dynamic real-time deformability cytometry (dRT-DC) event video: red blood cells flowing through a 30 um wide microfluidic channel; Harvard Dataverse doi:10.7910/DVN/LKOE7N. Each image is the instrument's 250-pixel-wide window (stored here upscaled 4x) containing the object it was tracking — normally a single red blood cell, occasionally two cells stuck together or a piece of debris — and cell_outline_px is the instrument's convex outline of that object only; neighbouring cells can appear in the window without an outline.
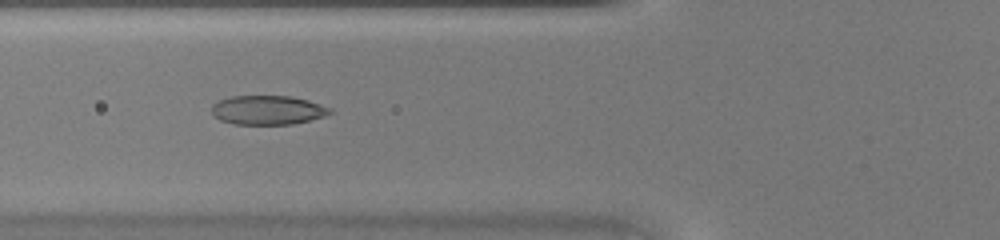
{"species": "common noctule bat (a hibernating species)", "species_latin": "Nyctalus noctula", "temperature_condition": "warm", "stored_images_in_passage": 46, "camera_frame_rate_fps": 3000, "um_per_image_px": 0.085, "animal": {"sex": "female", "body_mass_g": 20.0, "forearm_length_mm": 54.0}, "frame": {"image": 1, "passage_image": 18, "time_ms": 5.667, "image_size_px": [1000, 240], "cell_outline_px": [[332, 112], [324, 116], [292, 124], [236, 124], [220, 120], [212, 116], [212, 104], [220, 100], [232, 96], [292, 96], [308, 100], [332, 108]], "centroid_in_image_um": [22.74, 9.35], "position_along_channel_um": 103.1, "area_um2": 20.06}}
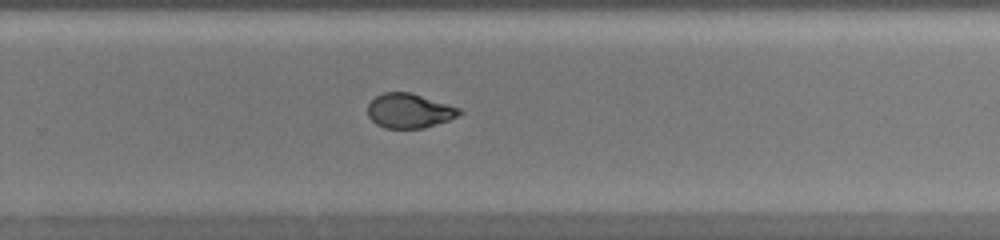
{"frame": {"image": 2, "passage_image": 31, "time_ms": 10.0, "image_size_px": [1000, 240], "cell_outline_px": [[464, 112], [448, 120], [424, 128], [384, 128], [376, 124], [368, 116], [368, 104], [376, 96], [384, 92], [412, 92], [460, 108]], "centroid_in_image_um": [34.78, 9.41], "position_along_channel_um": 295.0, "area_um2": 18.44}}
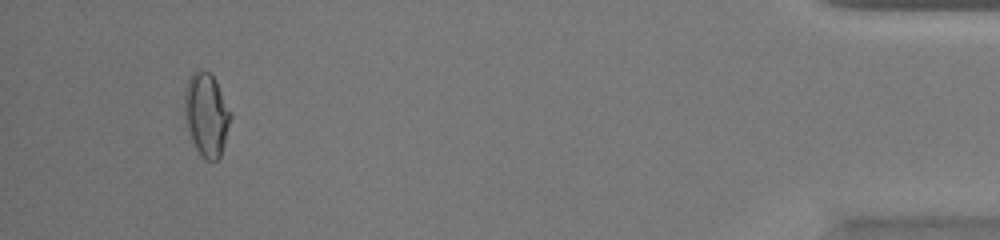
{"frame": {"image": 3, "passage_image": 44, "time_ms": 14.333, "image_size_px": [1000, 240], "cell_outline_px": [[232, 116], [224, 144], [220, 156], [216, 160], [208, 160], [200, 156], [188, 132], [184, 116], [184, 92], [188, 80], [192, 72], [196, 68], [208, 72], [216, 80], [232, 112]], "centroid_in_image_um": [17.54, 9.71], "position_along_channel_um": 417.7, "area_um2": 22.6}}